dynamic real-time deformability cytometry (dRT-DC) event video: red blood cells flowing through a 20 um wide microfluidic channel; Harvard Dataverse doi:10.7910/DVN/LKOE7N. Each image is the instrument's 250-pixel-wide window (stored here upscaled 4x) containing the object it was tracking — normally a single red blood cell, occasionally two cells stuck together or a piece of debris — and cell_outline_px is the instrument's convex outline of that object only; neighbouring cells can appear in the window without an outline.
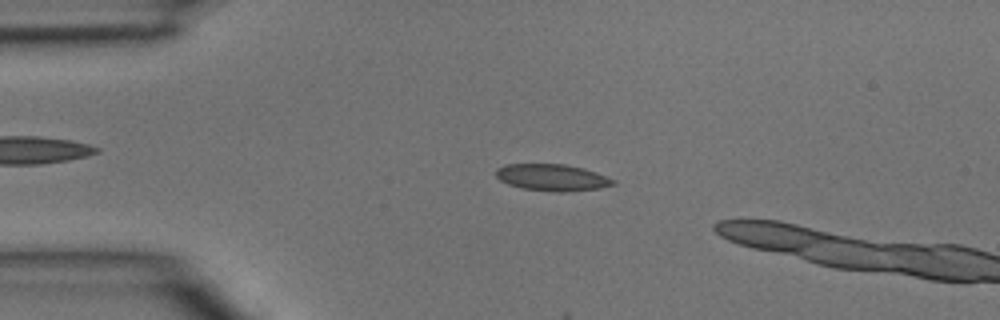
{"species": "common noctule bat (a hibernating species)", "species_latin": "Nyctalus noctula", "temperature_condition": "room temperature", "stored_images_in_passage": 12, "camera_frame_rate_fps": 3000, "um_per_image_px": 0.085, "animal": {"sex": "male", "body_mass_g": 15.6}, "frame": {"image": 1, "passage_image": 9, "time_ms": 2.667, "image_size_px": [1000, 320], "cell_outline_px": [[616, 184], [600, 188], [564, 192], [556, 192], [524, 188], [508, 184], [500, 180], [496, 176], [496, 168], [504, 164], [564, 164], [584, 168], [596, 172], [616, 180]], "centroid_in_image_um": [46.95, 15.08], "position_along_channel_um": 38.1, "area_um2": 18.26}}